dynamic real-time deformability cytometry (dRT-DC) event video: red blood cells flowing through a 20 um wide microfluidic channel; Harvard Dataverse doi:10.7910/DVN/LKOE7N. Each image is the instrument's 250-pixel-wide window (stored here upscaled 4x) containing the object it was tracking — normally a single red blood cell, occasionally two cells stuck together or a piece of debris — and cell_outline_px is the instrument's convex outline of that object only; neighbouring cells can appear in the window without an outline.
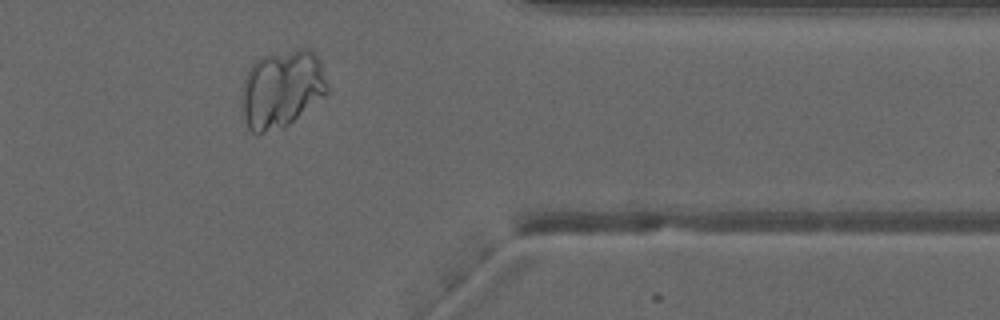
{"species": "common noctule bat (a hibernating species)", "species_latin": "Nyctalus noctula", "temperature_condition": "warm", "stored_images_in_passage": 29, "camera_frame_rate_fps": 3000, "um_per_image_px": 0.085, "animal": {"sex": "male", "forearm_length_mm": 52.5}, "frame": {"image": 1, "passage_image": 25, "time_ms": 8.0, "image_size_px": [1000, 320], "cell_outline_px": [[328, 92], [324, 96], [284, 128], [264, 132], [252, 132], [248, 128], [240, 112], [240, 92], [244, 80], [252, 64], [260, 56], [272, 52], [296, 48], [308, 48], [320, 60], [328, 88]], "centroid_in_image_um": [23.9, 7.54], "position_along_channel_um": 387.5, "area_um2": 39.42}}